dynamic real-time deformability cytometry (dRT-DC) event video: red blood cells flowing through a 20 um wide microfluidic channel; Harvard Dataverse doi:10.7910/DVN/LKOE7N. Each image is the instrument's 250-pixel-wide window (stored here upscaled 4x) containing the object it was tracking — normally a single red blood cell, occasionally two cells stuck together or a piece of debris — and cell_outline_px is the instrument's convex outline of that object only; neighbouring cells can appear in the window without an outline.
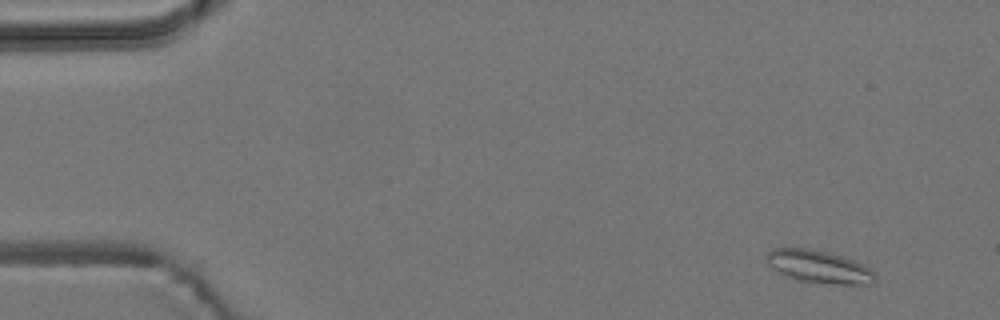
{"species": "common noctule bat (a hibernating species)", "species_latin": "Nyctalus noctula", "temperature_condition": "room temperature", "stored_images_in_passage": 5, "camera_frame_rate_fps": 3000, "um_per_image_px": 0.085, "animal": {"sex": "male", "body_mass_g": 19.2, "forearm_length_mm": 51.8}, "frame": {"image": 1, "passage_image": 1, "time_ms": 0.0, "image_size_px": [1000, 320], "cell_outline_px": [[876, 284], [808, 284], [784, 276], [776, 272], [764, 260], [764, 256], [772, 248], [812, 248], [828, 252], [864, 264], [876, 276]], "centroid_in_image_um": [69.54, 22.69], "position_along_channel_um": 15.5, "area_um2": 21.33}}